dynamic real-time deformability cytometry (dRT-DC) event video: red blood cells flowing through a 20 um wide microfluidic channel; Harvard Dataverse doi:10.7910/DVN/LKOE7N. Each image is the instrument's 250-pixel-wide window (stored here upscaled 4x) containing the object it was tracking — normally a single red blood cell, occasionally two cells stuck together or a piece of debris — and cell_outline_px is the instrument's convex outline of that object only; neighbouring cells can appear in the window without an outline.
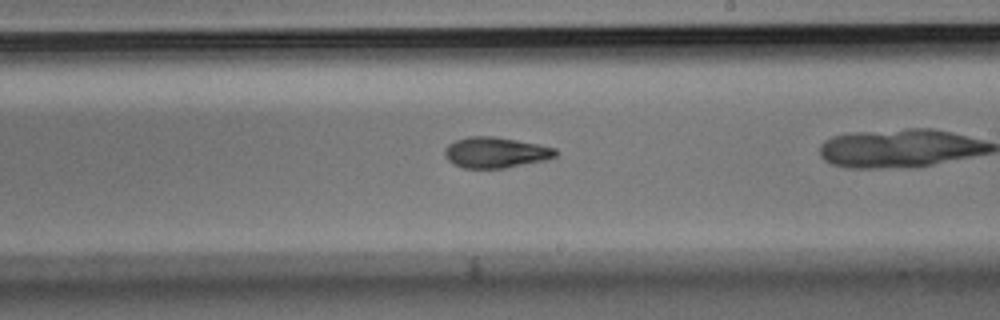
{"species": "Egyptian fruit bat (a non-hibernating species)", "species_latin": "Rousettus aegyptiacus", "temperature_condition": "room temperature", "stored_images_in_passage": 39, "camera_frame_rate_fps": 3000, "um_per_image_px": 0.085, "animal": {"sex": "male"}, "frame": {"image": 1, "passage_image": 28, "time_ms": 9.0, "image_size_px": [1000, 320], "cell_outline_px": [[556, 156], [544, 160], [504, 168], [464, 168], [452, 164], [444, 156], [444, 148], [448, 144], [456, 140], [468, 136], [496, 136], [556, 148]], "centroid_in_image_um": [42.07, 12.96], "position_along_channel_um": 246.9, "area_um2": 19.83}}